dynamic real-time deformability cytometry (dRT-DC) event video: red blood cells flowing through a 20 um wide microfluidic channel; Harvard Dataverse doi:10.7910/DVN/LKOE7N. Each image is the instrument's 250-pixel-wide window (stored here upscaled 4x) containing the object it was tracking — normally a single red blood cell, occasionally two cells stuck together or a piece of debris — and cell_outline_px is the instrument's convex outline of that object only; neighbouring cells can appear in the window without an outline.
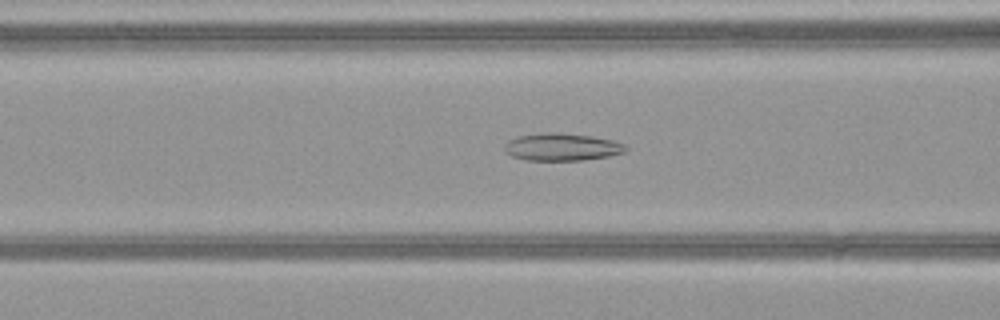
{"species": "common noctule bat (a hibernating species)", "species_latin": "Nyctalus noctula", "temperature_condition": "warm", "stored_images_in_passage": 51, "camera_frame_rate_fps": 3000, "um_per_image_px": 0.085, "animal": {"sex": "female", "body_mass_g": 21.9}, "frame": {"image": 1, "passage_image": 21, "time_ms": 6.667, "image_size_px": [1000, 320], "cell_outline_px": [[628, 148], [624, 152], [608, 156], [584, 160], [528, 160], [512, 156], [504, 152], [504, 144], [508, 140], [516, 136], [544, 132], [556, 132], [592, 136], [612, 140], [624, 144]], "centroid_in_image_um": [47.72, 12.48], "position_along_channel_um": 118.9, "area_um2": 19.48}}
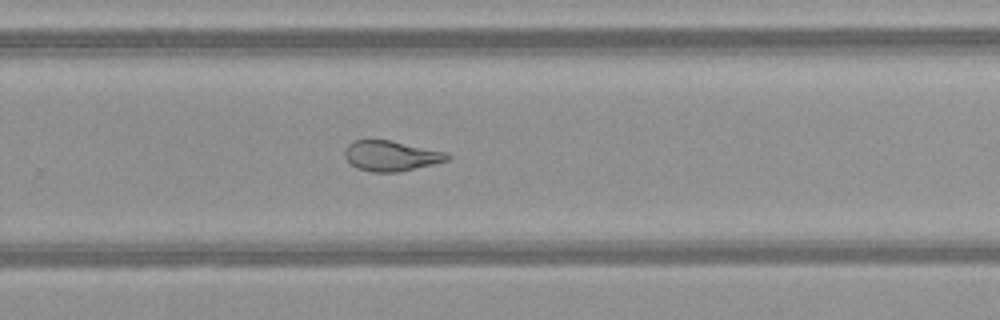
{"frame": {"image": 2, "passage_image": 34, "time_ms": 11.0, "image_size_px": [1000, 320], "cell_outline_px": [[452, 156], [448, 160], [432, 164], [396, 172], [372, 172], [356, 168], [344, 156], [344, 148], [348, 144], [356, 140], [388, 140], [448, 152]], "centroid_in_image_um": [33.23, 13.24], "position_along_channel_um": 296.6, "area_um2": 17.98}}
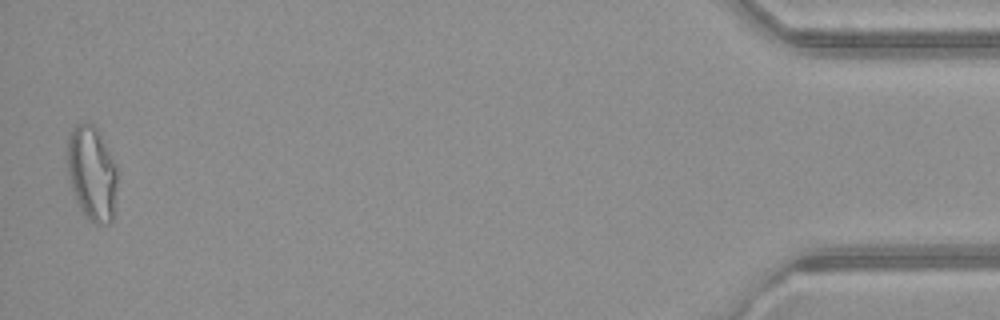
{"frame": {"image": 3, "passage_image": 50, "time_ms": 16.333, "image_size_px": [1000, 320], "cell_outline_px": [[116, 184], [112, 220], [108, 224], [96, 224], [84, 216], [76, 200], [72, 188], [68, 172], [68, 132], [76, 124], [84, 120], [92, 124], [100, 132], [116, 164]], "centroid_in_image_um": [7.8, 14.68], "position_along_channel_um": 427.4, "area_um2": 27.57}, "authors_computed_cell_mechanics": {"area_um2": 23.4668, "velocity_mm_per_s": 4.1045, "shape_relaxation_time_tau1_ms": null, "shape_relaxation_time_tau2_ms": 2.6705, "deformation_change_tau1": null, "deformation_change_tau2": 0.1094}}